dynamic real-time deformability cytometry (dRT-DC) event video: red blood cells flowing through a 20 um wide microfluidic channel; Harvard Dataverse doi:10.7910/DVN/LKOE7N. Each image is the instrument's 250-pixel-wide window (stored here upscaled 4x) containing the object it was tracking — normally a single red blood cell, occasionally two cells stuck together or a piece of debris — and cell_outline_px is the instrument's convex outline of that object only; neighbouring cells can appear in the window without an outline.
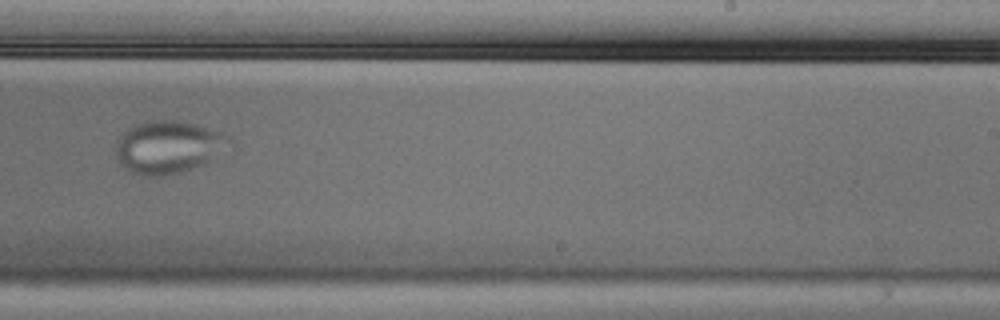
{"species": "Egyptian fruit bat (a non-hibernating species)", "species_latin": "Rousettus aegyptiacus", "temperature_condition": "cold", "stored_images_in_passage": 10, "camera_frame_rate_fps": 3000, "um_per_image_px": 0.085, "animal": {"sex": "male"}, "frame": {"image": 1, "passage_image": 9, "time_ms": 2.667, "image_size_px": [1000, 320], "cell_outline_px": [[236, 144], [232, 148], [204, 164], [180, 172], [164, 176], [148, 176], [132, 172], [120, 164], [116, 156], [116, 144], [120, 136], [128, 128], [136, 124], [152, 120], [176, 120], [192, 124], [220, 132], [232, 136], [236, 140]], "centroid_in_image_um": [14.4, 12.5], "position_along_channel_um": 274.6, "area_um2": 35.2}}